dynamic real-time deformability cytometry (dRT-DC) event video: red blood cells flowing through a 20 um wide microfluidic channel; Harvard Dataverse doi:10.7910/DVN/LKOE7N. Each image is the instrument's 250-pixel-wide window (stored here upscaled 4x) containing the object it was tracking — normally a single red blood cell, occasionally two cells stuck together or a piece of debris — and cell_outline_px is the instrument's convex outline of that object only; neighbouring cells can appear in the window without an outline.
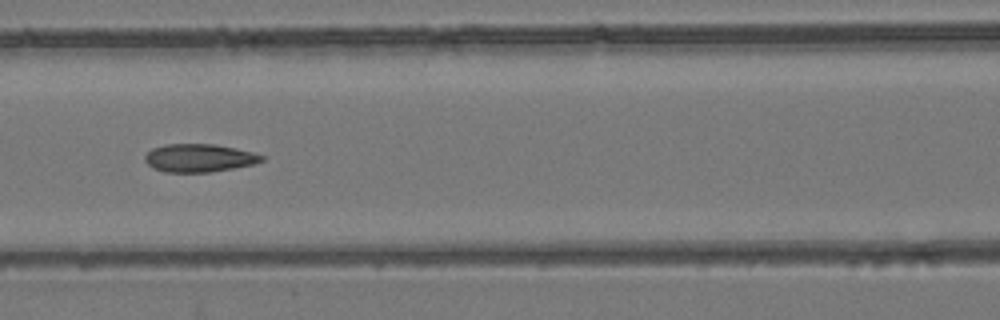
{"species": "common noctule bat (a hibernating species)", "species_latin": "Nyctalus noctula", "temperature_condition": "room temperature", "stored_images_in_passage": 8, "camera_frame_rate_fps": 3000, "um_per_image_px": 0.085, "animal": {"sex": "female", "body_mass_g": 24.6, "forearm_length_mm": 56.2}, "frame": {"image": 1, "passage_image": 7, "time_ms": 6.667, "image_size_px": [1000, 320], "cell_outline_px": [[264, 160], [256, 164], [212, 172], [164, 172], [152, 168], [144, 160], [144, 156], [152, 148], [164, 144], [216, 144], [236, 148], [252, 152], [264, 156]], "centroid_in_image_um": [16.93, 13.43], "position_along_channel_um": 149.7, "area_um2": 19.31}}
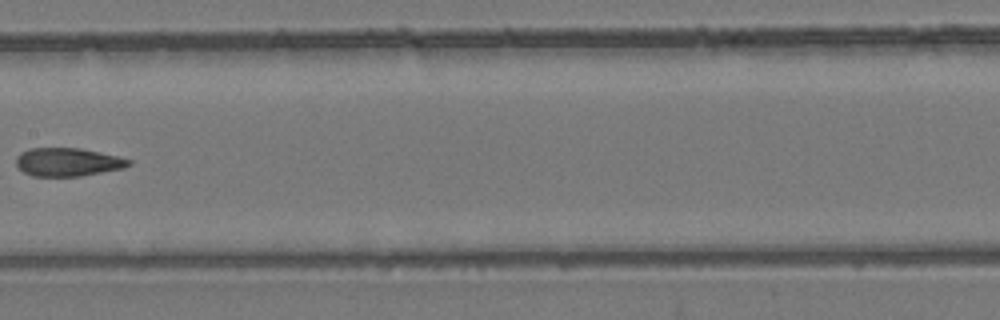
{"frame": {"image": 2, "passage_image": 8, "time_ms": 8.0, "image_size_px": [1000, 320], "cell_outline_px": [[132, 164], [124, 168], [80, 176], [32, 176], [24, 172], [16, 164], [16, 156], [20, 152], [28, 148], [80, 148], [100, 152], [132, 160]], "centroid_in_image_um": [5.75, 13.77], "position_along_channel_um": 201.6, "area_um2": 18.61}}